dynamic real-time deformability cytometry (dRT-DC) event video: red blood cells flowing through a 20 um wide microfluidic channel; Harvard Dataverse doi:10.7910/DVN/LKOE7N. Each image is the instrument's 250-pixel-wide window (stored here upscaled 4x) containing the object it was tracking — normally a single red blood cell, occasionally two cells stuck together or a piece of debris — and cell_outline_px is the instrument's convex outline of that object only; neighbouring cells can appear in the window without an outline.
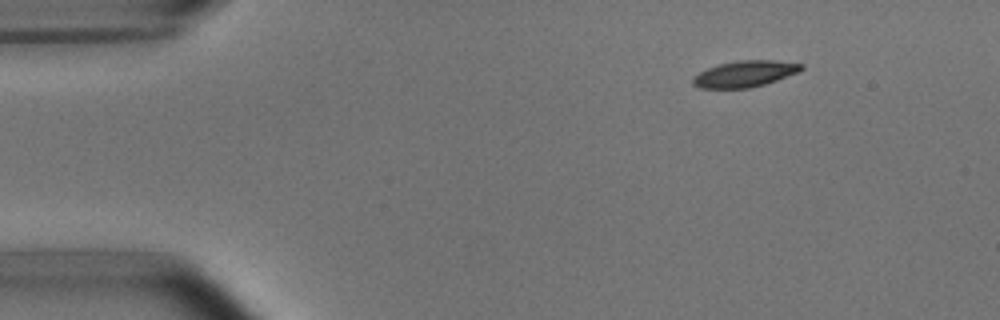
{"species": "common noctule bat (a hibernating species)", "species_latin": "Nyctalus noctula", "temperature_condition": "room temperature", "stored_images_in_passage": 5, "camera_frame_rate_fps": 3000, "um_per_image_px": 0.085, "animal": {"sex": "male", "body_mass_g": 15.6}, "frame": {"image": 1, "passage_image": 1, "time_ms": 0.0, "image_size_px": [1000, 320], "cell_outline_px": [[804, 68], [800, 72], [764, 84], [748, 88], [700, 88], [692, 84], [692, 76], [708, 68], [720, 64], [740, 60], [776, 60], [804, 64]], "centroid_in_image_um": [63.33, 6.27], "position_along_channel_um": 21.7, "area_um2": 16.59}}
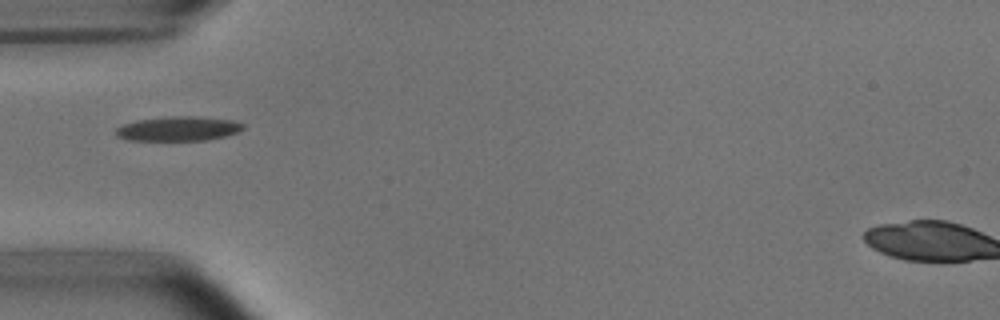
{"frame": {"image": 2, "passage_image": 4, "time_ms": 3.333, "image_size_px": [1000, 320], "cell_outline_px": [[244, 128], [236, 132], [224, 136], [204, 140], [128, 140], [116, 136], [116, 128], [124, 124], [136, 120], [172, 116], [196, 116], [232, 120], [244, 124]], "centroid_in_image_um": [15.13, 10.93], "position_along_channel_um": 69.9, "area_um2": 17.98}}